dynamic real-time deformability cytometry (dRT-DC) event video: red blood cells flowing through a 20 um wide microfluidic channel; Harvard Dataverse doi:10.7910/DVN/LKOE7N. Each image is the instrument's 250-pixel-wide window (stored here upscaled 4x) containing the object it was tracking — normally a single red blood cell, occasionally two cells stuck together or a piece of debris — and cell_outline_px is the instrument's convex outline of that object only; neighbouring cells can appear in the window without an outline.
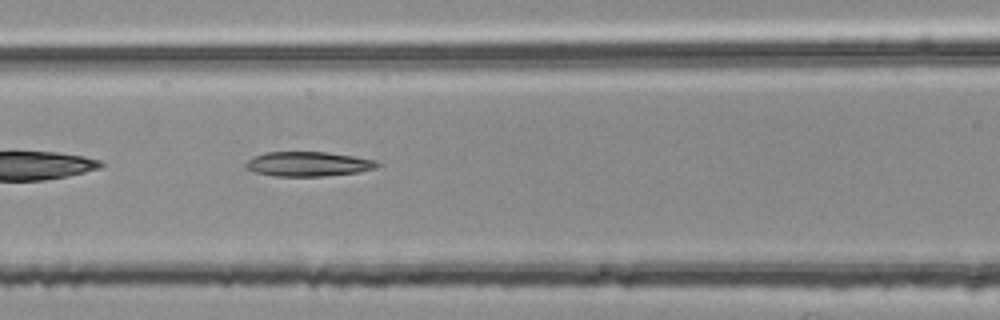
{"species": "common noctule bat (a hibernating species)", "species_latin": "Nyctalus noctula", "temperature_condition": "room temperature", "stored_images_in_passage": 35, "camera_frame_rate_fps": 3000, "um_per_image_px": 0.085, "animal": {"sex": "female", "body_mass_g": 25.1}, "frame": {"image": 1, "passage_image": 7, "time_ms": 2.0, "image_size_px": [1000, 320], "cell_outline_px": [[384, 164], [376, 168], [356, 172], [324, 176], [272, 176], [256, 172], [248, 168], [244, 164], [248, 160], [264, 152], [328, 152], [376, 160]], "centroid_in_image_um": [26.24, 13.94], "position_along_channel_um": 140.4, "area_um2": 18.79}}
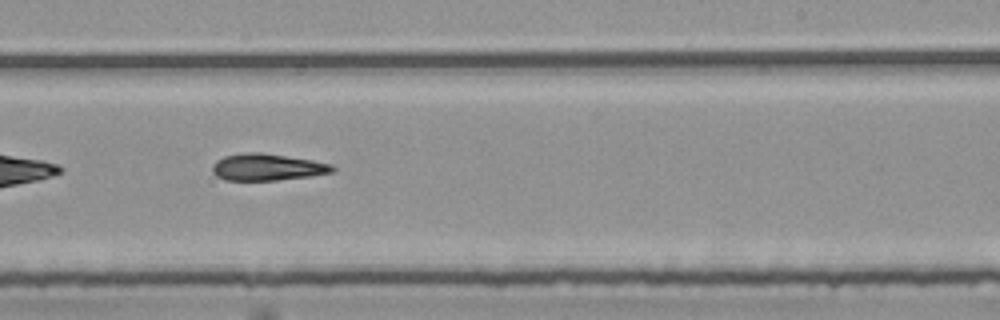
{"frame": {"image": 2, "passage_image": 17, "time_ms": 5.333, "image_size_px": [1000, 320], "cell_outline_px": [[336, 168], [332, 172], [312, 176], [276, 180], [224, 180], [216, 176], [212, 172], [212, 164], [216, 160], [224, 156], [240, 152], [260, 152], [312, 160], [332, 164]], "centroid_in_image_um": [22.68, 14.2], "position_along_channel_um": 266.3, "area_um2": 18.9}}
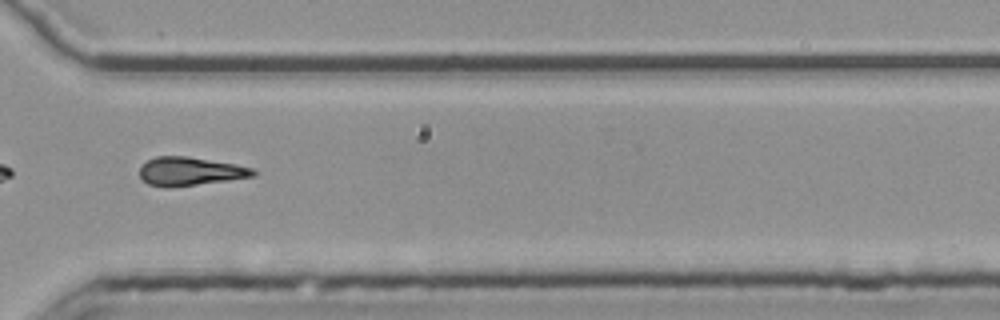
{"frame": {"image": 3, "passage_image": 24, "time_ms": 7.667, "image_size_px": [1000, 320], "cell_outline_px": [[256, 176], [172, 188], [164, 188], [148, 184], [140, 180], [140, 168], [148, 160], [156, 156], [188, 156], [236, 164], [256, 168]], "centroid_in_image_um": [16.17, 14.57], "position_along_channel_um": 354.4, "area_um2": 19.19}}